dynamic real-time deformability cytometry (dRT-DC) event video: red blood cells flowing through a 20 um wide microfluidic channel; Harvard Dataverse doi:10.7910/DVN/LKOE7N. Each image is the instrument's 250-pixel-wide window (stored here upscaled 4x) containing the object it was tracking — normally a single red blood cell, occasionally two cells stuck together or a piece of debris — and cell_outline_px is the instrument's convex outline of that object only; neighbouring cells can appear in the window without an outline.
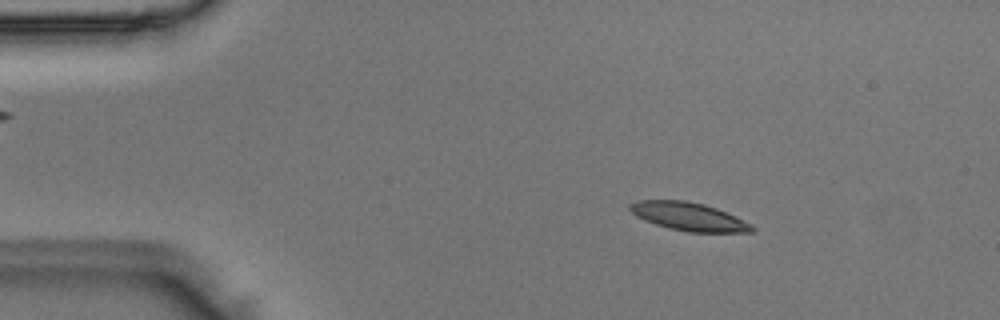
{"species": "Egyptian fruit bat (a non-hibernating species)", "species_latin": "Rousettus aegyptiacus", "temperature_condition": "room temperature", "stored_images_in_passage": 37, "camera_frame_rate_fps": 3000, "um_per_image_px": 0.085, "animal": {"sex": "male"}, "frame": {"image": 1, "passage_image": 7, "time_ms": 2.0, "image_size_px": [1000, 320], "cell_outline_px": [[756, 228], [752, 232], [688, 232], [668, 228], [644, 220], [636, 216], [628, 208], [628, 204], [640, 200], [684, 200], [704, 204], [716, 208], [752, 224]], "centroid_in_image_um": [58.53, 18.41], "position_along_channel_um": 26.5, "area_um2": 20.0}}
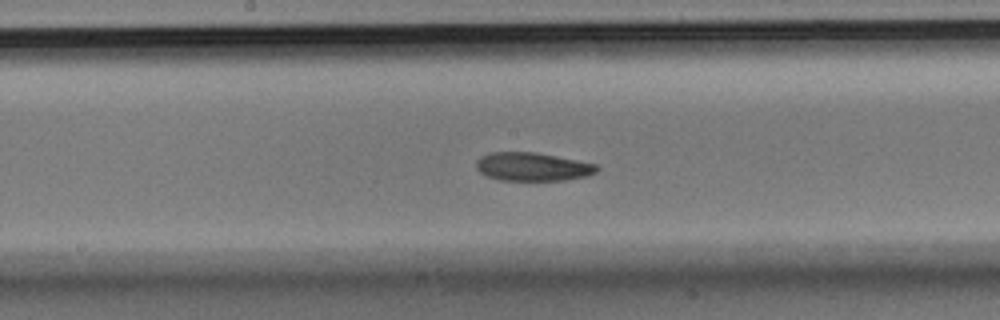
{"frame": {"image": 2, "passage_image": 25, "time_ms": 8.0, "image_size_px": [1000, 320], "cell_outline_px": [[600, 168], [596, 172], [588, 176], [564, 180], [500, 180], [488, 176], [480, 172], [476, 168], [476, 160], [480, 156], [492, 152], [536, 152], [596, 164]], "centroid_in_image_um": [45.26, 14.17], "position_along_channel_um": 202.9, "area_um2": 19.94}}
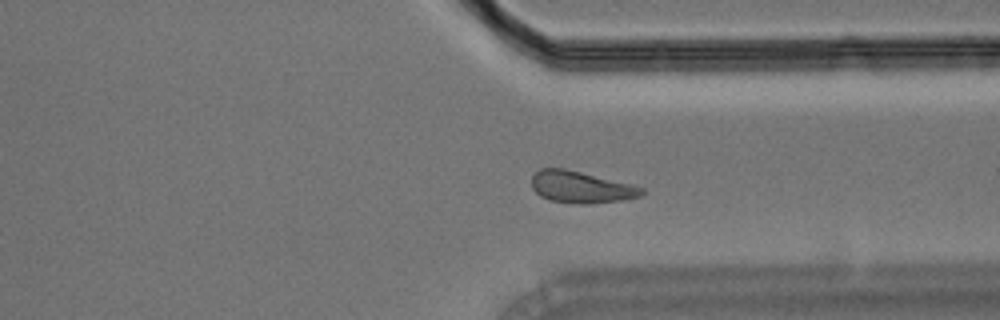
{"frame": {"image": 3, "passage_image": 37, "time_ms": 12.0, "image_size_px": [1000, 320], "cell_outline_px": [[644, 192], [640, 196], [624, 200], [588, 204], [576, 204], [548, 200], [540, 196], [532, 188], [532, 176], [540, 168], [564, 168], [644, 188]], "centroid_in_image_um": [49.34, 15.92], "position_along_channel_um": 362.1, "area_um2": 20.17}}